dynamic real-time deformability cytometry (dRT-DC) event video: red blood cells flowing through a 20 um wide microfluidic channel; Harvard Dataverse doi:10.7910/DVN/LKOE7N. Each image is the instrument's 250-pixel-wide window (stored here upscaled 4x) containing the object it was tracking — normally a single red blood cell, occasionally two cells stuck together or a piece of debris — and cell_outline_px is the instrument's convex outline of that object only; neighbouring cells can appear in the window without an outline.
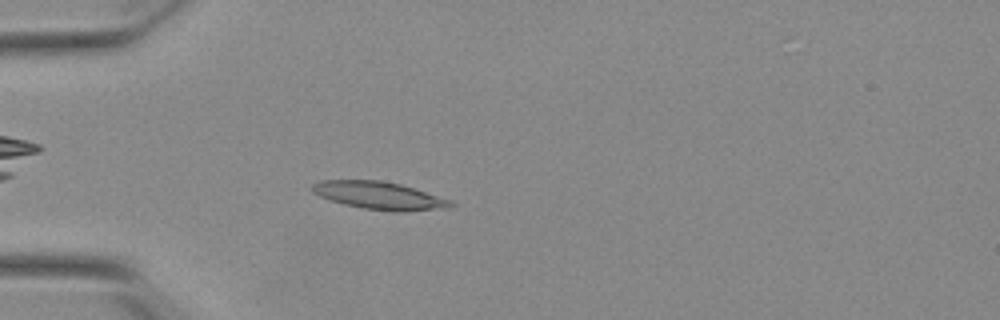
{"species": "Egyptian fruit bat (a non-hibernating species)", "species_latin": "Rousettus aegyptiacus", "temperature_condition": "warm", "stored_images_in_passage": 26, "camera_frame_rate_fps": 3000, "um_per_image_px": 0.085, "animal": {"sex": "female"}, "frame": {"image": 1, "passage_image": 6, "time_ms": 1.667, "image_size_px": [1000, 320], "cell_outline_px": [[456, 204], [452, 208], [400, 212], [392, 212], [364, 208], [344, 204], [320, 196], [312, 192], [312, 184], [320, 180], [380, 180], [400, 184], [448, 200]], "centroid_in_image_um": [32.23, 16.63], "position_along_channel_um": 52.8, "area_um2": 22.14}}
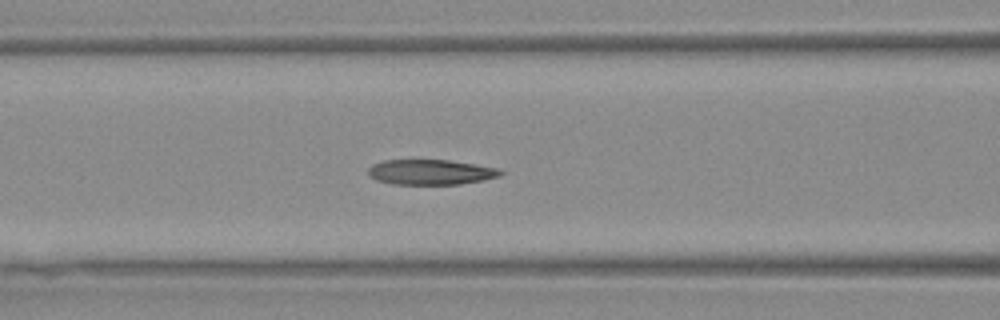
{"frame": {"image": 2, "passage_image": 13, "time_ms": 4.0, "image_size_px": [1000, 320], "cell_outline_px": [[504, 172], [500, 176], [484, 180], [460, 184], [392, 184], [376, 180], [368, 176], [368, 168], [372, 164], [384, 160], [448, 160], [496, 168]], "centroid_in_image_um": [36.56, 14.63], "position_along_channel_um": 130.0, "area_um2": 19.36}}
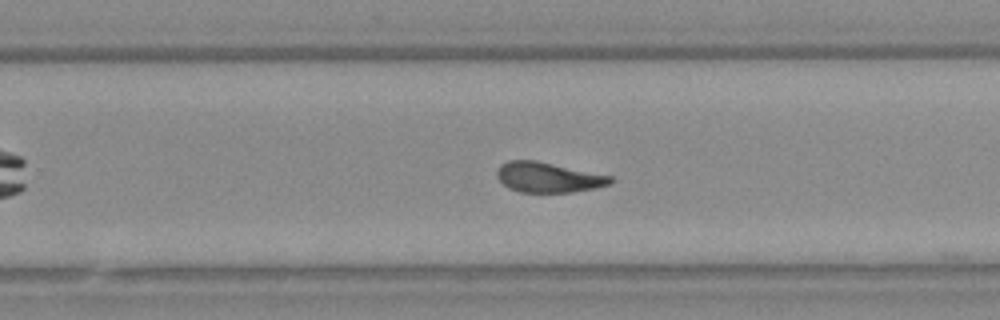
{"frame": {"image": 3, "passage_image": 25, "time_ms": 8.0, "image_size_px": [1000, 320], "cell_outline_px": [[612, 184], [596, 188], [572, 192], [520, 192], [508, 188], [496, 176], [496, 172], [500, 164], [508, 160], [536, 160], [612, 176]], "centroid_in_image_um": [46.59, 15.07], "position_along_channel_um": 283.2, "area_um2": 20.0}}